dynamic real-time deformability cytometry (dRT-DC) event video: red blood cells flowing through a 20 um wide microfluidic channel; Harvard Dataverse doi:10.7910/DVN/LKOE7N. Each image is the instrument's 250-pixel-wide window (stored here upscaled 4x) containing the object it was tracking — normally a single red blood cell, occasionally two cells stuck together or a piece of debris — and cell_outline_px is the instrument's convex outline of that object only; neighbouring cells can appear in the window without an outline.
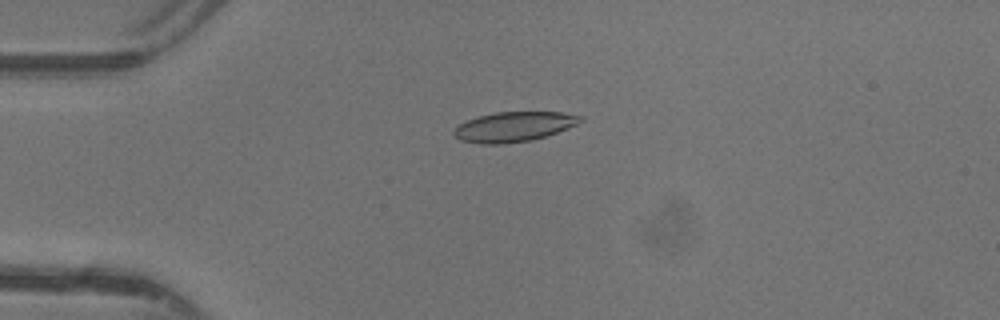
{"species": "common noctule bat (a hibernating species)", "species_latin": "Nyctalus noctula", "temperature_condition": "warm", "stored_images_in_passage": 38, "camera_frame_rate_fps": 3000, "um_per_image_px": 0.085, "animal": {"sex": "female"}, "frame": {"image": 1, "passage_image": 3, "time_ms": 0.667, "image_size_px": [1000, 320], "cell_outline_px": [[584, 120], [568, 128], [532, 140], [504, 144], [480, 144], [460, 140], [452, 132], [460, 124], [468, 120], [480, 116], [496, 112], [560, 112], [584, 116]], "centroid_in_image_um": [43.69, 10.77], "position_along_channel_um": 41.3, "area_um2": 21.85}}
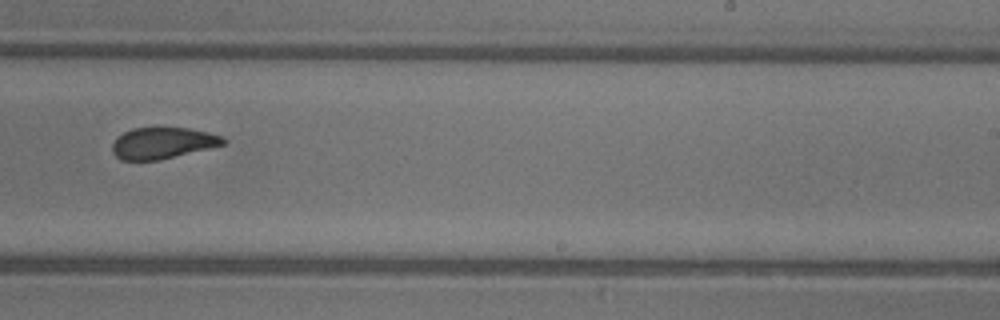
{"frame": {"image": 2, "passage_image": 21, "time_ms": 6.667, "image_size_px": [1000, 320], "cell_outline_px": [[228, 140], [224, 144], [160, 160], [120, 160], [112, 152], [112, 144], [124, 132], [132, 128], [188, 128], [208, 132], [224, 136]], "centroid_in_image_um": [13.84, 12.16], "position_along_channel_um": 275.2, "area_um2": 20.11}}
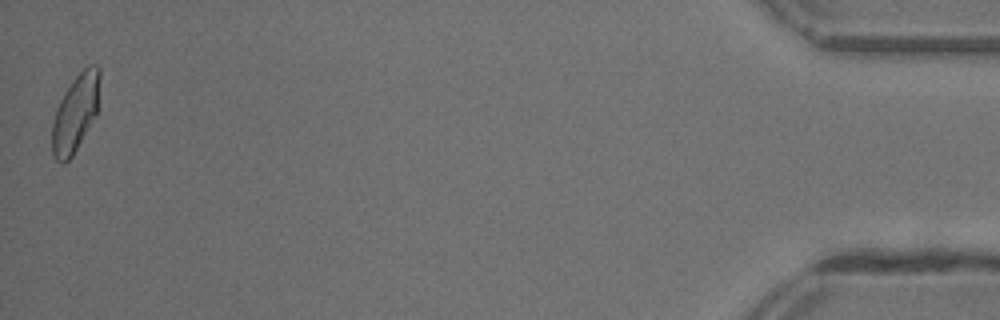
{"frame": {"image": 3, "passage_image": 38, "time_ms": 12.333, "image_size_px": [1000, 320], "cell_outline_px": [[100, 76], [96, 116], [72, 156], [64, 164], [60, 164], [56, 160], [52, 152], [52, 124], [56, 108], [64, 92], [72, 80], [88, 64], [96, 64], [100, 68]], "centroid_in_image_um": [6.41, 9.6], "position_along_channel_um": 428.8, "area_um2": 21.5}, "authors_computed_cell_mechanics": {"area_um2": 21.5883, "velocity_mm_per_s": 4.4058, "shape_relaxation_time_tau1_ms": 6.7017, "shape_relaxation_time_tau2_ms": 1.486, "deformation_change_tau1": 0.1844, "deformation_change_tau2": 0.0694}}